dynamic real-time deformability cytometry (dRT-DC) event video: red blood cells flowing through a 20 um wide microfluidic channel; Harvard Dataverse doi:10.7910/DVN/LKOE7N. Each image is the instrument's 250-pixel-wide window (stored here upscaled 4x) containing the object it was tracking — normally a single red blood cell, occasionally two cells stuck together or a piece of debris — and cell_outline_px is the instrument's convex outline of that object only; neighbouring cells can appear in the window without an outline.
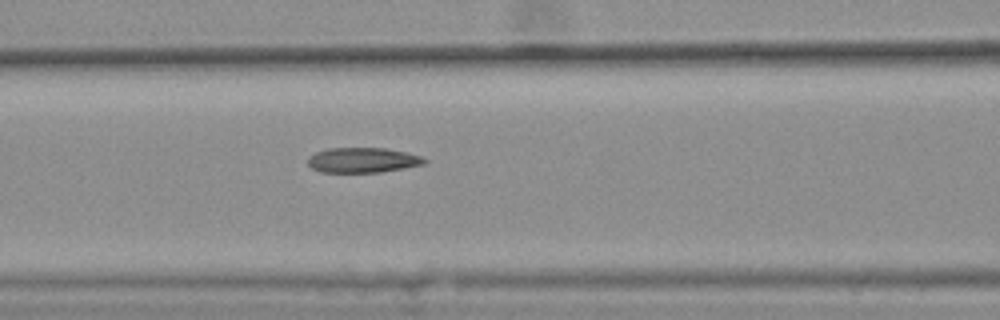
{"species": "common noctule bat (a hibernating species)", "species_latin": "Nyctalus noctula", "temperature_condition": "warm", "stored_images_in_passage": 37, "camera_frame_rate_fps": 3000, "um_per_image_px": 0.085, "animal": {"sex": "female", "body_mass_g": 25.1}, "frame": {"image": 1, "passage_image": 11, "time_ms": 3.333, "image_size_px": [1000, 320], "cell_outline_px": [[428, 160], [424, 164], [404, 168], [380, 172], [320, 172], [312, 168], [308, 164], [308, 156], [316, 152], [328, 148], [384, 148], [408, 152], [420, 156]], "centroid_in_image_um": [30.83, 13.61], "position_along_channel_um": 135.8, "area_um2": 17.05}, "authors_computed_cell_mechanics": {"area_um2": 17.5134, "velocity_mm_per_s": 3.64, "shape_relaxation_time_tau1_ms": null, "shape_relaxation_time_tau2_ms": 3.8427, "deformation_change_tau1": null, "deformation_change_tau2": 0.1096}}